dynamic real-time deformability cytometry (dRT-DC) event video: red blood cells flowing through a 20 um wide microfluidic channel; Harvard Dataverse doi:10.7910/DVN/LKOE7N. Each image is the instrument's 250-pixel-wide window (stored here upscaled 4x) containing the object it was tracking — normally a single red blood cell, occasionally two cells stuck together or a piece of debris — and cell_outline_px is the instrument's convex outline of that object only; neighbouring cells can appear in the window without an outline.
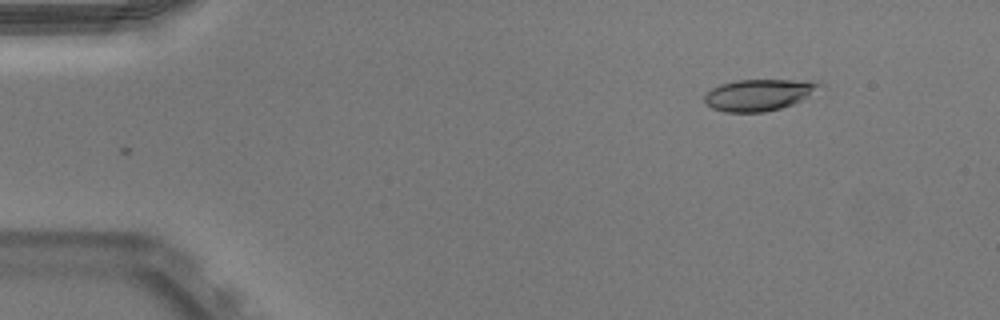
{"species": "Egyptian fruit bat (a non-hibernating species)", "species_latin": "Rousettus aegyptiacus", "temperature_condition": "warm", "stored_images_in_passage": 47, "camera_frame_rate_fps": 3000, "um_per_image_px": 0.085, "animal": {"sex": "male"}, "frame": {"image": 1, "passage_image": 2, "time_ms": 0.333, "image_size_px": [1000, 320], "cell_outline_px": [[820, 84], [804, 100], [780, 108], [764, 112], [724, 112], [712, 108], [704, 104], [704, 96], [712, 88], [720, 84], [736, 80], [816, 80]], "centroid_in_image_um": [64.45, 8.06], "position_along_channel_um": 20.6, "area_um2": 21.04}}
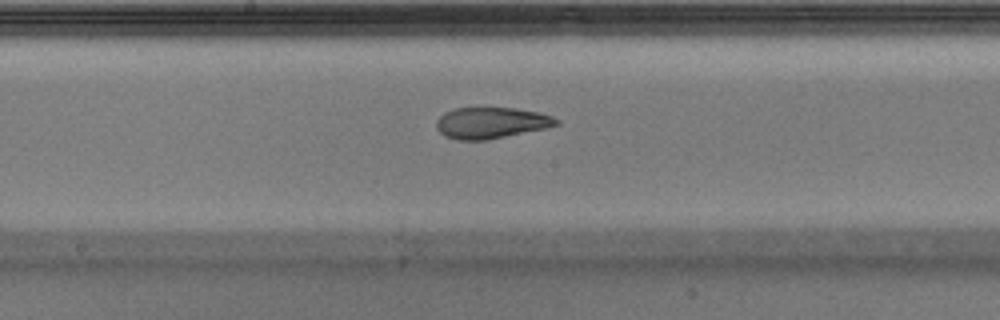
{"frame": {"image": 2, "passage_image": 23, "time_ms": 7.333, "image_size_px": [1000, 320], "cell_outline_px": [[560, 124], [544, 128], [488, 140], [456, 140], [444, 136], [436, 128], [436, 120], [444, 112], [452, 108], [488, 104], [516, 108], [540, 112], [552, 116], [560, 120]], "centroid_in_image_um": [41.71, 10.38], "position_along_channel_um": 206.5, "area_um2": 22.89}}
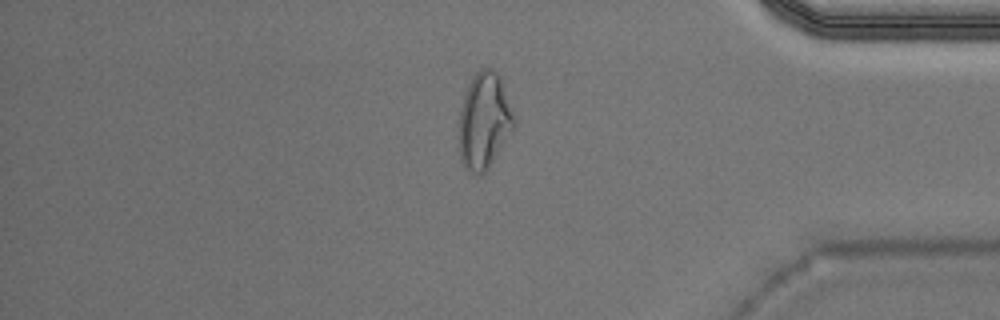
{"frame": {"image": 3, "passage_image": 39, "time_ms": 12.667, "image_size_px": [1000, 320], "cell_outline_px": [[516, 124], [488, 168], [480, 176], [468, 172], [464, 168], [460, 160], [456, 136], [460, 108], [468, 84], [476, 72], [480, 68], [492, 68], [500, 76], [516, 116]], "centroid_in_image_um": [41.12, 10.29], "position_along_channel_um": 394.1, "area_um2": 31.73}, "authors_computed_cell_mechanics": {"area_um2": 22.6576, "velocity_mm_per_s": 3.967, "shape_relaxation_time_tau1_ms": null, "shape_relaxation_time_tau2_ms": 2.0117, "deformation_change_tau1": null, "deformation_change_tau2": 0.0986}}